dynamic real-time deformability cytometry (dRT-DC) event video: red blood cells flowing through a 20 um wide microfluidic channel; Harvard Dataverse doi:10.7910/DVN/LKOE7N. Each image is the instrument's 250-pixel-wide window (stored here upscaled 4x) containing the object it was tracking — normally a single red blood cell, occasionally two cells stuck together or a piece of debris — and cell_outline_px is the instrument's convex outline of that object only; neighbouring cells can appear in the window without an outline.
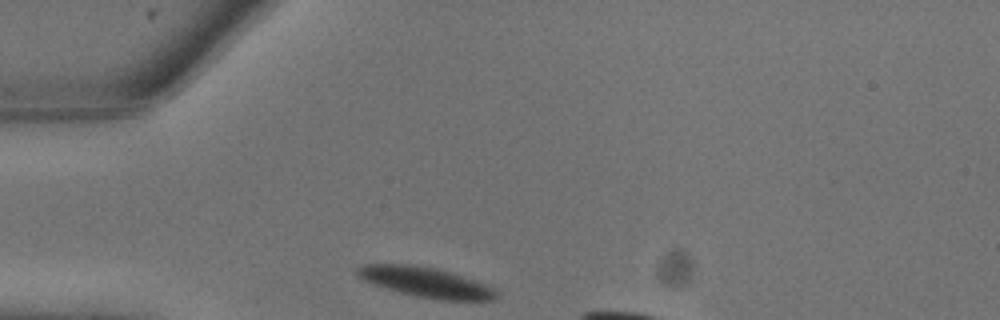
{"species": "common noctule bat (a hibernating species)", "species_latin": "Nyctalus noctula", "temperature_condition": "warm", "stored_images_in_passage": 4, "camera_frame_rate_fps": 3000, "um_per_image_px": 0.085, "animal": {"sex": "male", "body_mass_g": 13.3}, "frame": {"image": 1, "passage_image": 1, "time_ms": 0.0, "image_size_px": [1000, 320], "cell_outline_px": [[496, 296], [492, 300], [440, 300], [416, 296], [400, 292], [372, 284], [356, 276], [356, 268], [364, 264], [412, 264], [436, 268], [452, 272], [464, 276], [484, 284], [492, 288], [496, 292]], "centroid_in_image_um": [36.13, 23.97], "position_along_channel_um": 48.9, "area_um2": 24.22}}